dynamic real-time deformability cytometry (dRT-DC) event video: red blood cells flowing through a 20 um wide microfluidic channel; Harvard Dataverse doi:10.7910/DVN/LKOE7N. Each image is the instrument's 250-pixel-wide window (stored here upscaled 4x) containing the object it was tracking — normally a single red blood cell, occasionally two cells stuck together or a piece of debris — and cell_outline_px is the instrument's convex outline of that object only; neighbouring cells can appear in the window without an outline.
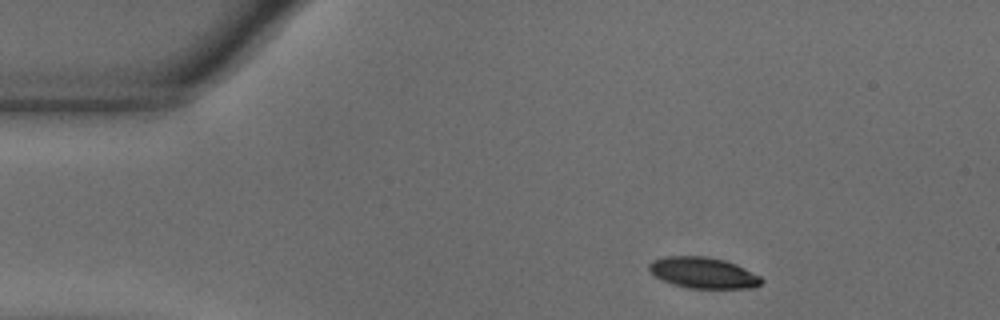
{"species": "common noctule bat (a hibernating species)", "species_latin": "Nyctalus noctula", "temperature_condition": "warm", "stored_images_in_passage": 47, "camera_frame_rate_fps": 3000, "um_per_image_px": 0.085, "animal": {"sex": "male", "body_mass_g": 18.8}, "frame": {"image": 1, "passage_image": 1, "time_ms": 0.0, "image_size_px": [1000, 320], "cell_outline_px": [[764, 280], [756, 288], [688, 288], [672, 284], [656, 276], [648, 268], [648, 264], [652, 260], [664, 256], [704, 256], [724, 260], [736, 264], [760, 276]], "centroid_in_image_um": [59.78, 23.18], "position_along_channel_um": 25.2, "area_um2": 20.29}}
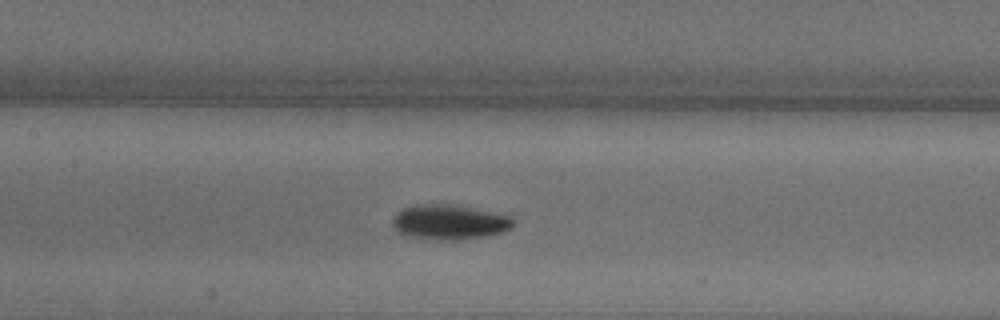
{"frame": {"image": 2, "passage_image": 18, "time_ms": 5.667, "image_size_px": [1000, 320], "cell_outline_px": [[516, 224], [512, 228], [504, 232], [488, 236], [452, 240], [432, 240], [408, 236], [392, 228], [392, 220], [404, 208], [412, 204], [444, 204], [472, 208], [512, 216]], "centroid_in_image_um": [38.23, 18.89], "position_along_channel_um": 169.2, "area_um2": 24.62}}
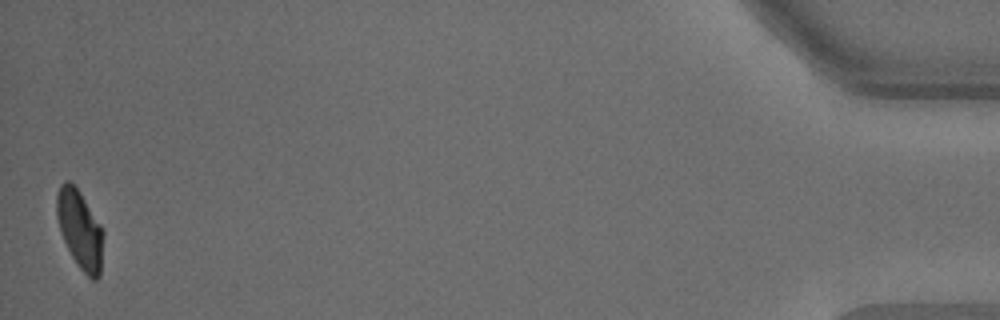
{"frame": {"image": 3, "passage_image": 47, "time_ms": 15.333, "image_size_px": [1000, 320], "cell_outline_px": [[104, 236], [100, 276], [96, 280], [92, 280], [76, 264], [60, 232], [56, 216], [56, 196], [60, 184], [64, 180], [68, 180], [80, 192], [100, 224], [104, 232]], "centroid_in_image_um": [6.79, 19.51], "position_along_channel_um": 428.4, "area_um2": 21.39}, "authors_computed_cell_mechanics": {"area_um2": 22.542, "velocity_mm_per_s": 3.6567, "shape_relaxation_time_tau1_ms": 3.5232, "shape_relaxation_time_tau2_ms": 2.7028, "deformation_change_tau1": 0.1454, "deformation_change_tau2": 0.056}}